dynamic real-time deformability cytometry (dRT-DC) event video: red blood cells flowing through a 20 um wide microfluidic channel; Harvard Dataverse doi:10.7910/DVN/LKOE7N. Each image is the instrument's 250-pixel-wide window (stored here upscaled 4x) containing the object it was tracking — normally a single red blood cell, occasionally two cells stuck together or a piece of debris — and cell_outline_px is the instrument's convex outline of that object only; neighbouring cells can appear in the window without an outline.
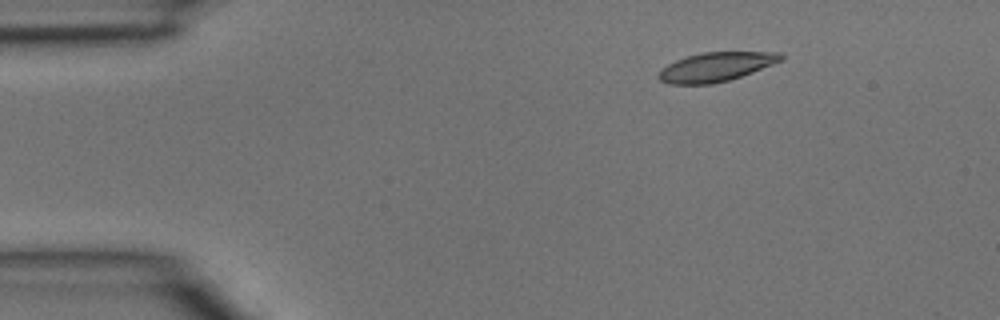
{"species": "common noctule bat (a hibernating species)", "species_latin": "Nyctalus noctula", "temperature_condition": "room temperature", "stored_images_in_passage": 4, "segment_of_instrument_passage": [2, 2], "camera_frame_rate_fps": 3000, "um_per_image_px": 0.085, "animal": {"sex": "male", "body_mass_g": 15.6}, "frame": {"image": 1, "passage_image": 4, "time_ms": 1.0, "image_size_px": [1000, 320], "cell_outline_px": [[784, 60], [752, 72], [728, 80], [712, 84], [668, 84], [660, 80], [656, 76], [668, 64], [676, 60], [688, 56], [704, 52], [780, 52], [784, 56]], "centroid_in_image_um": [60.87, 5.68], "position_along_channel_um": 24.1, "area_um2": 20.58}}